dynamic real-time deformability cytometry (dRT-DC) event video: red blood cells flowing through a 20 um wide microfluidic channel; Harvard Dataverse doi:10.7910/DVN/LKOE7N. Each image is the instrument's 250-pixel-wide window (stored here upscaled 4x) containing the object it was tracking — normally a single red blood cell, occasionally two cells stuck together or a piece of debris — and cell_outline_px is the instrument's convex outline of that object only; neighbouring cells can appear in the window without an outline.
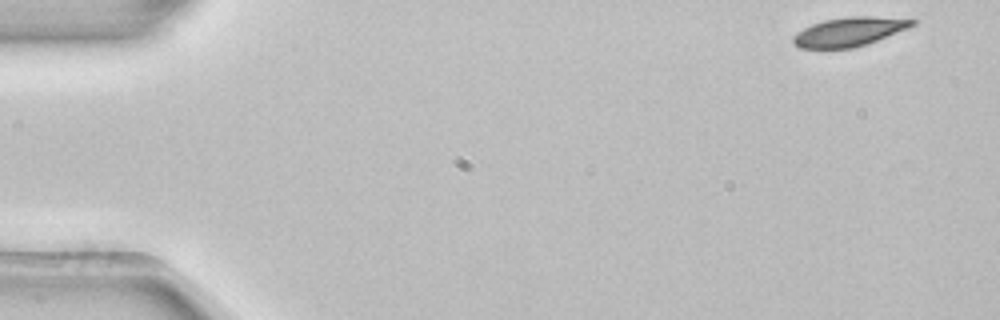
{"species": "common noctule bat (a hibernating species)", "species_latin": "Nyctalus noctula", "temperature_condition": "room temperature", "stored_images_in_passage": 3, "camera_frame_rate_fps": 3000, "um_per_image_px": 0.085, "animal": {"sex": "female", "body_mass_g": 22.7, "forearm_length_mm": 54.2}, "frame": {"image": 1, "passage_image": 1, "time_ms": 0.0, "image_size_px": [1000, 320], "cell_outline_px": [[916, 24], [908, 28], [876, 40], [852, 48], [800, 48], [792, 40], [792, 36], [796, 32], [812, 24], [824, 20], [848, 16], [872, 16], [916, 20]], "centroid_in_image_um": [72.15, 2.69], "position_along_channel_um": 12.8, "area_um2": 19.83}}
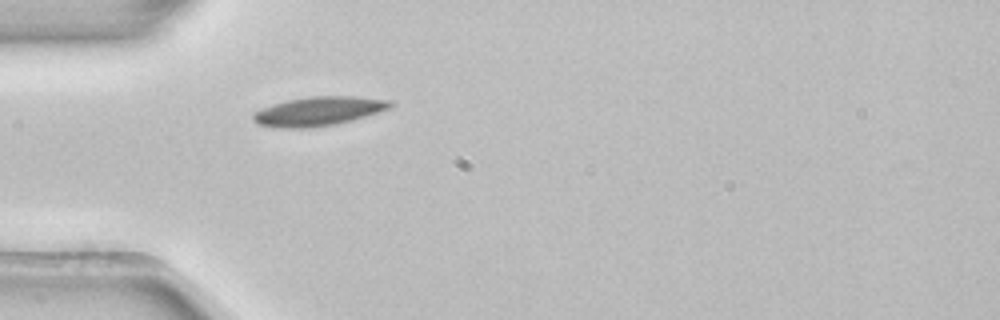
{"frame": {"image": 2, "passage_image": 3, "time_ms": 0.667, "image_size_px": [1000, 320], "cell_outline_px": [[396, 104], [380, 112], [352, 120], [336, 124], [308, 128], [280, 128], [256, 124], [252, 120], [252, 112], [260, 108], [272, 104], [288, 100], [308, 96], [356, 96], [392, 100]], "centroid_in_image_um": [27.06, 9.45], "position_along_channel_um": 57.9, "area_um2": 23.58}}